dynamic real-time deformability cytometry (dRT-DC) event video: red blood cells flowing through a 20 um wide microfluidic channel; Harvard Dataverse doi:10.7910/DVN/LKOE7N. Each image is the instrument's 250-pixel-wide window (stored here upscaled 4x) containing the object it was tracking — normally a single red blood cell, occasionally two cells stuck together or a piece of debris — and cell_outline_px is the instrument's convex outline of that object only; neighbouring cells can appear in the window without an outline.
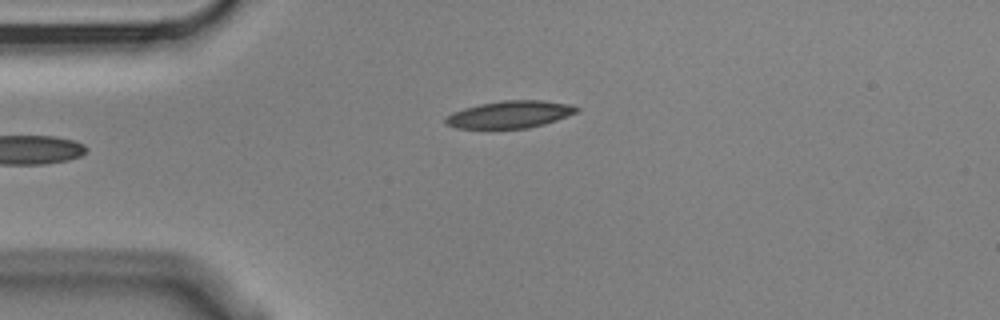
{"species": "Egyptian fruit bat (a non-hibernating species)", "species_latin": "Rousettus aegyptiacus", "temperature_condition": "cold", "stored_images_in_passage": 2, "camera_frame_rate_fps": 3000, "um_per_image_px": 0.085, "animal": {"sex": "male"}, "frame": {"image": 1, "passage_image": 2, "time_ms": 0.333, "image_size_px": [1000, 320], "cell_outline_px": [[580, 108], [576, 112], [556, 120], [544, 124], [528, 128], [456, 128], [448, 124], [444, 120], [452, 112], [464, 108], [480, 104], [504, 100], [544, 100], [568, 104]], "centroid_in_image_um": [43.34, 9.72], "position_along_channel_um": 41.7, "area_um2": 20.52}}